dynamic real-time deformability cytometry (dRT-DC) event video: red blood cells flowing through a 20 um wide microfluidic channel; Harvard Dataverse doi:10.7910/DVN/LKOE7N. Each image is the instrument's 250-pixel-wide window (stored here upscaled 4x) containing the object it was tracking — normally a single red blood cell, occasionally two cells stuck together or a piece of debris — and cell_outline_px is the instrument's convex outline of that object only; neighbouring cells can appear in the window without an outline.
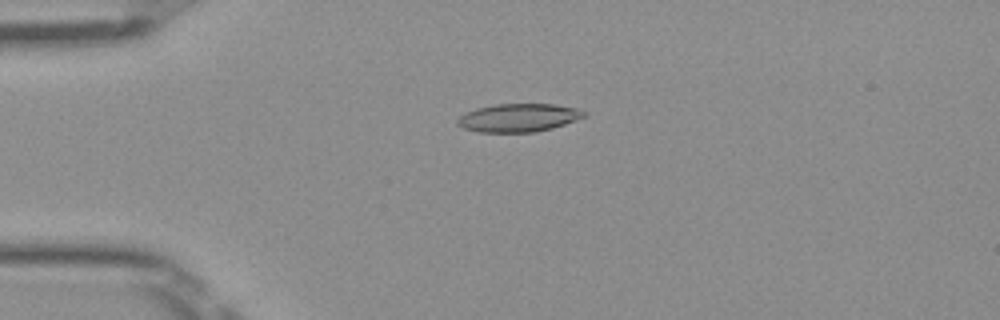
{"species": "Egyptian fruit bat (a non-hibernating species)", "species_latin": "Rousettus aegyptiacus", "temperature_condition": "room temperature", "stored_images_in_passage": 51, "camera_frame_rate_fps": 3000, "um_per_image_px": 0.085, "frame": {"image": 1, "passage_image": 13, "time_ms": 4.0, "image_size_px": [1000, 320], "cell_outline_px": [[588, 112], [584, 116], [576, 120], [552, 128], [536, 132], [476, 132], [464, 128], [456, 124], [456, 120], [460, 116], [476, 108], [496, 104], [552, 104], [576, 108]], "centroid_in_image_um": [44.06, 10.01], "position_along_channel_um": 40.9, "area_um2": 20.75}}
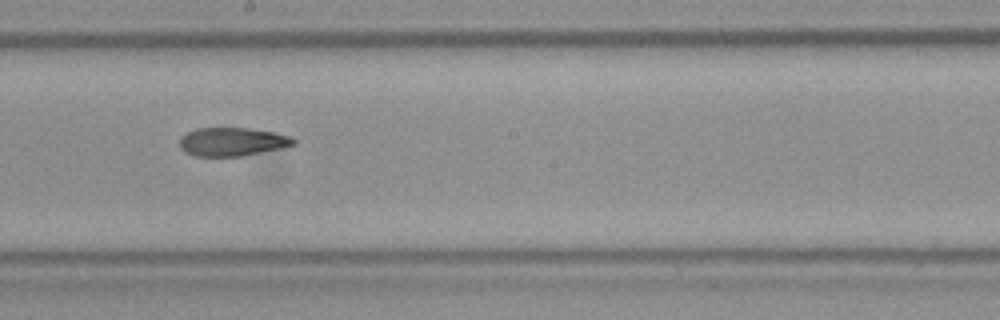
{"frame": {"image": 2, "passage_image": 29, "time_ms": 9.333, "image_size_px": [1000, 320], "cell_outline_px": [[296, 144], [280, 148], [240, 156], [196, 156], [184, 152], [180, 148], [180, 136], [196, 128], [248, 128], [276, 132], [292, 136], [296, 140]], "centroid_in_image_um": [19.74, 12.04], "position_along_channel_um": 228.5, "area_um2": 18.96}}
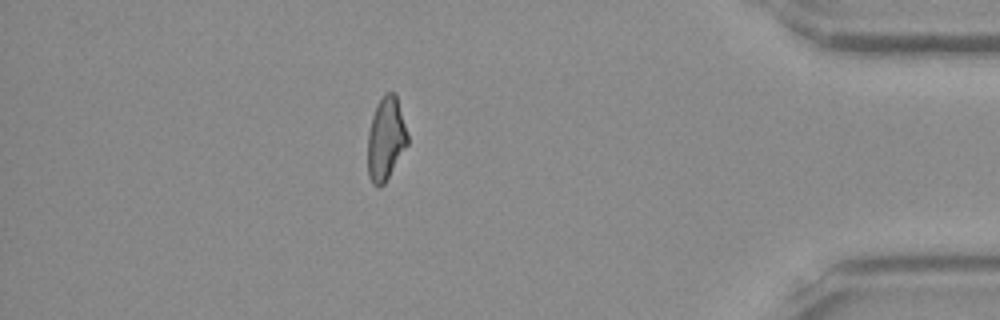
{"frame": {"image": 3, "passage_image": 45, "time_ms": 14.667, "image_size_px": [1000, 320], "cell_outline_px": [[408, 144], [384, 184], [380, 188], [372, 184], [368, 176], [368, 132], [372, 116], [376, 104], [384, 92], [396, 92], [408, 136]], "centroid_in_image_um": [32.79, 11.78], "position_along_channel_um": 402.4, "area_um2": 19.48}, "authors_computed_cell_mechanics": {"area_um2": 20.23, "velocity_mm_per_s": 4.0378, "shape_relaxation_time_tau1_ms": null, "shape_relaxation_time_tau2_ms": 4.8554, "deformation_change_tau1": null, "deformation_change_tau2": 0.1396}}